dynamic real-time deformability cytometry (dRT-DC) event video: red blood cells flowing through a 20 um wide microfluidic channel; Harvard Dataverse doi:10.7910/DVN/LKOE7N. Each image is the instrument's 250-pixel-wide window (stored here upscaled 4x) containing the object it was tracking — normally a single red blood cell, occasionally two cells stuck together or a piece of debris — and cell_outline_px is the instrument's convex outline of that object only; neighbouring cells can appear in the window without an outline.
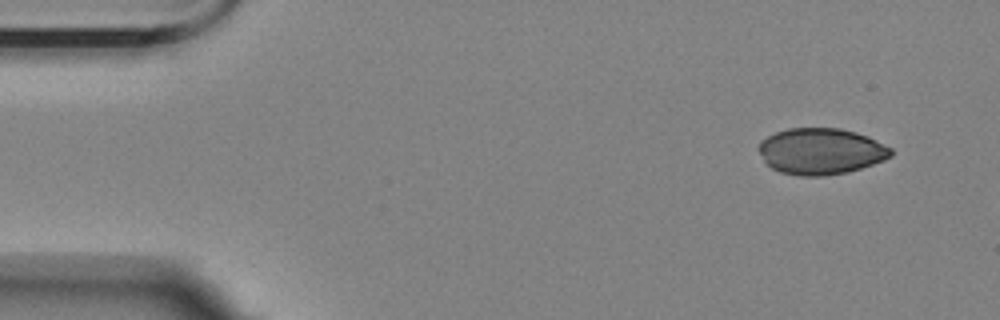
{"species": "Egyptian fruit bat (a non-hibernating species)", "species_latin": "Rousettus aegyptiacus", "temperature_condition": "room temperature", "stored_images_in_passage": 3, "camera_frame_rate_fps": 3000, "um_per_image_px": 0.085, "animal": {"sex": "female"}, "frame": {"image": 1, "passage_image": 1, "time_ms": 0.0, "image_size_px": [1000, 320], "cell_outline_px": [[892, 156], [884, 160], [848, 172], [824, 176], [800, 176], [780, 172], [772, 168], [764, 160], [756, 148], [768, 136], [776, 132], [788, 128], [840, 128], [856, 132], [868, 136], [892, 148]], "centroid_in_image_um": [69.79, 12.86], "position_along_channel_um": 15.2, "area_um2": 35.66}}